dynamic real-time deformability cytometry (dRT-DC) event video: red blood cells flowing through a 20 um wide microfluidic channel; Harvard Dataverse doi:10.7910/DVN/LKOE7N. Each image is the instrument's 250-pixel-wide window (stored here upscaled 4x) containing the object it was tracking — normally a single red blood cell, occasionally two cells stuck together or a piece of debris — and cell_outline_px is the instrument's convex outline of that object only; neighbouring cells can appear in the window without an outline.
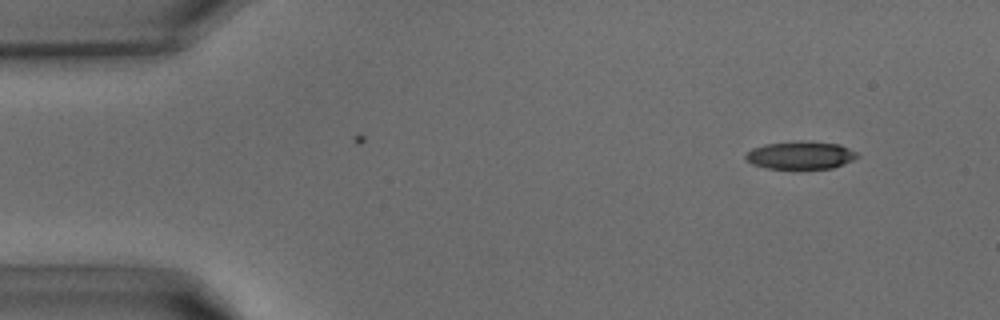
{"species": "common noctule bat (a hibernating species)", "species_latin": "Nyctalus noctula", "temperature_condition": "warm", "stored_images_in_passage": 38, "camera_frame_rate_fps": 3000, "um_per_image_px": 0.085, "animal": {"sex": "male", "body_mass_g": 15.6}, "frame": {"image": 1, "passage_image": 3, "time_ms": 0.667, "image_size_px": [1000, 320], "cell_outline_px": [[860, 156], [844, 164], [832, 168], [764, 168], [752, 164], [744, 160], [744, 156], [752, 148], [764, 144], [800, 140], [808, 140], [840, 144], [856, 152]], "centroid_in_image_um": [68.02, 13.17], "position_along_channel_um": 17.0, "area_um2": 18.32}}
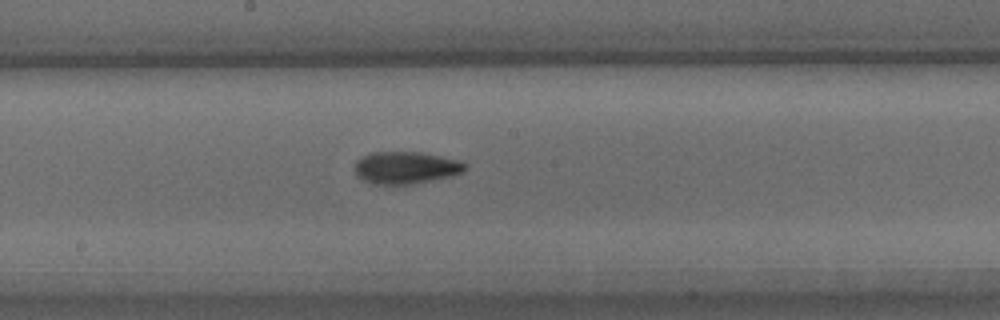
{"frame": {"image": 2, "passage_image": 20, "time_ms": 6.333, "image_size_px": [1000, 320], "cell_outline_px": [[468, 168], [452, 176], [412, 184], [372, 184], [356, 176], [356, 160], [372, 152], [416, 152], [456, 160], [468, 164]], "centroid_in_image_um": [34.47, 14.26], "position_along_channel_um": 213.7, "area_um2": 20.4}}
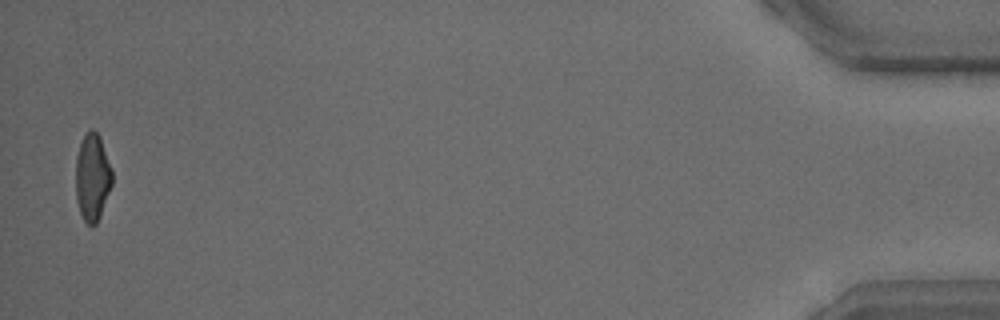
{"frame": {"image": 3, "passage_image": 38, "time_ms": 12.333, "image_size_px": [1000, 320], "cell_outline_px": [[112, 184], [100, 216], [96, 224], [92, 228], [84, 220], [80, 212], [76, 200], [76, 156], [80, 144], [84, 136], [92, 128], [100, 136], [112, 168]], "centroid_in_image_um": [7.86, 15.08], "position_along_channel_um": 427.3, "area_um2": 18.55}}